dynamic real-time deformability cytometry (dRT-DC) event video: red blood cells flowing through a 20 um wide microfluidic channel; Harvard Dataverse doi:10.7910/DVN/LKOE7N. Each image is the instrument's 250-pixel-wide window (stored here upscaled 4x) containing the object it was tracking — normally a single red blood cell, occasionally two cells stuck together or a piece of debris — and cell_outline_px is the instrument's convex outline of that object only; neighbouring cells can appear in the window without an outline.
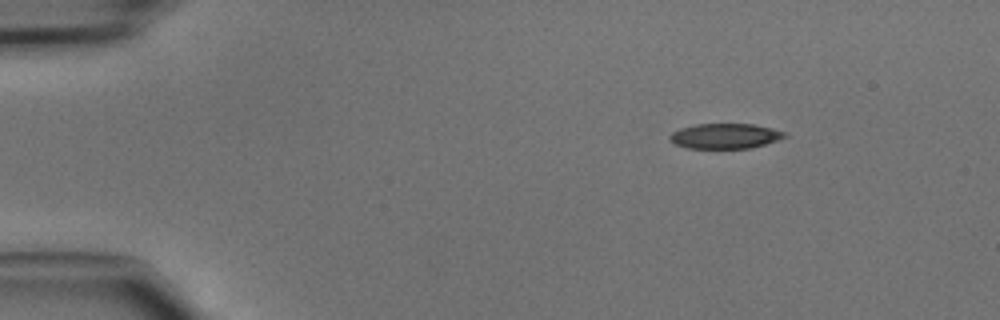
{"species": "common noctule bat (a hibernating species)", "species_latin": "Nyctalus noctula", "temperature_condition": "cold", "stored_images_in_passage": 41, "camera_frame_rate_fps": 3000, "um_per_image_px": 0.085, "animal": {"sex": "male", "body_mass_g": 15.6}, "frame": {"image": 1, "passage_image": 1, "time_ms": 0.0, "image_size_px": [1000, 320], "cell_outline_px": [[788, 136], [764, 144], [748, 148], [688, 148], [676, 144], [668, 140], [668, 136], [672, 132], [680, 128], [696, 124], [752, 124], [772, 128], [788, 132]], "centroid_in_image_um": [61.62, 11.55], "position_along_channel_um": 23.4, "area_um2": 16.82}}
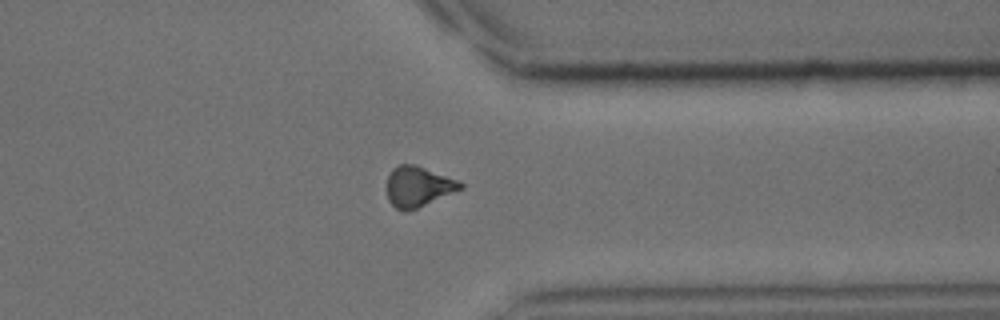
{"frame": {"image": 2, "passage_image": 31, "time_ms": 10.0, "image_size_px": [1000, 320], "cell_outline_px": [[464, 188], [416, 208], [396, 208], [388, 200], [384, 188], [388, 176], [392, 168], [400, 164], [416, 164], [460, 180], [464, 184]], "centroid_in_image_um": [35.54, 15.8], "position_along_channel_um": 375.9, "area_um2": 17.4}}
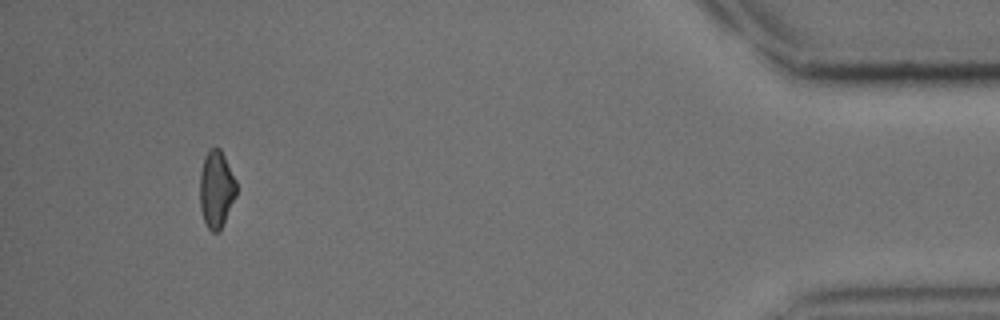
{"frame": {"image": 3, "passage_image": 38, "time_ms": 12.333, "image_size_px": [1000, 320], "cell_outline_px": [[236, 196], [220, 228], [216, 232], [212, 232], [208, 228], [204, 220], [200, 208], [200, 172], [204, 156], [208, 148], [220, 148], [236, 180]], "centroid_in_image_um": [18.37, 16.04], "position_along_channel_um": 416.8, "area_um2": 16.24}}